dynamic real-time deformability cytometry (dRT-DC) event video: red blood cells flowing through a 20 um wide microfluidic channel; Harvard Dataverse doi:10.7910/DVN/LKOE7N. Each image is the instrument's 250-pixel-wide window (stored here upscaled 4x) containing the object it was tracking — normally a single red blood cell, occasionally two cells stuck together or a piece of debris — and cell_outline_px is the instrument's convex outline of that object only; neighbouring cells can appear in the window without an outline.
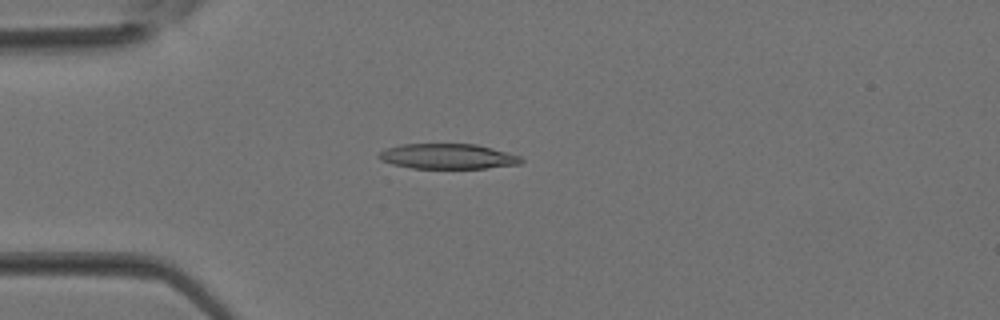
{"species": "Egyptian fruit bat (a non-hibernating species)", "species_latin": "Rousettus aegyptiacus", "temperature_condition": "room temperature", "stored_images_in_passage": 28, "camera_frame_rate_fps": 3000, "um_per_image_px": 0.085, "animal": {"sex": "female"}, "frame": {"image": 1, "passage_image": 5, "time_ms": 1.333, "image_size_px": [1000, 320], "cell_outline_px": [[524, 160], [520, 164], [484, 168], [412, 168], [392, 164], [380, 160], [376, 156], [380, 152], [388, 148], [400, 144], [476, 144], [492, 148], [520, 156]], "centroid_in_image_um": [38.04, 13.29], "position_along_channel_um": 47.0, "area_um2": 20.81}}
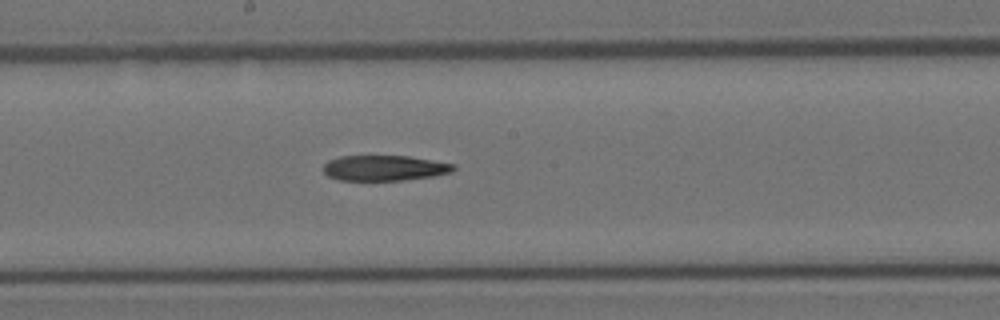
{"frame": {"image": 2, "passage_image": 15, "time_ms": 4.667, "image_size_px": [1000, 320], "cell_outline_px": [[456, 168], [452, 172], [432, 176], [404, 180], [340, 180], [328, 176], [324, 172], [324, 164], [328, 160], [340, 156], [408, 156], [456, 164]], "centroid_in_image_um": [32.69, 14.28], "position_along_channel_um": 215.5, "area_um2": 19.25}}
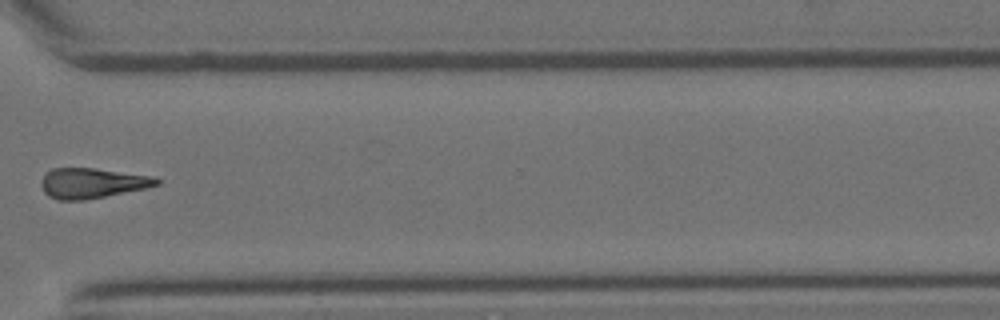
{"frame": {"image": 3, "passage_image": 23, "time_ms": 7.333, "image_size_px": [1000, 320], "cell_outline_px": [[160, 184], [144, 188], [84, 200], [60, 200], [48, 196], [44, 192], [40, 184], [40, 180], [52, 168], [96, 168], [156, 176], [160, 180]], "centroid_in_image_um": [7.83, 15.55], "position_along_channel_um": 362.8, "area_um2": 20.29}}